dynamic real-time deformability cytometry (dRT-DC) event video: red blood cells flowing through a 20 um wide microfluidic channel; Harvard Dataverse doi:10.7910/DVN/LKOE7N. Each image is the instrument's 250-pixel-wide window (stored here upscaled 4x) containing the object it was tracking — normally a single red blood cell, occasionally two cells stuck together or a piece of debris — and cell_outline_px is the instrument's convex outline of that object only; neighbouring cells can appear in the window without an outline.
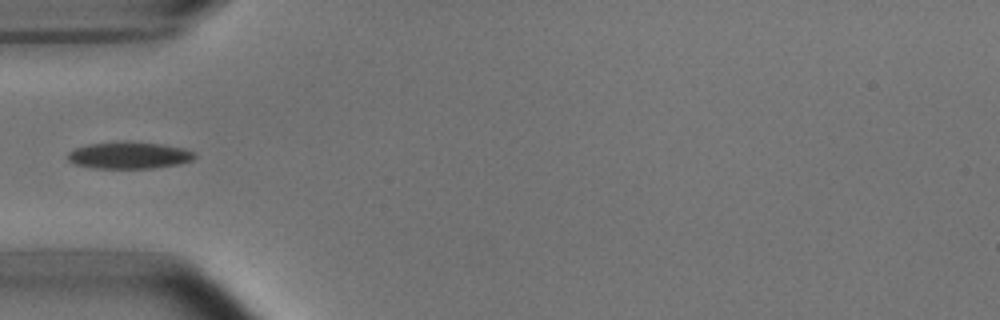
{"species": "common noctule bat (a hibernating species)", "species_latin": "Nyctalus noctula", "temperature_condition": "room temperature", "stored_images_in_passage": 37, "camera_frame_rate_fps": 3000, "um_per_image_px": 0.085, "animal": {"sex": "male", "body_mass_g": 15.6}, "frame": {"image": 1, "passage_image": 1, "time_ms": 0.0, "image_size_px": [1000, 320], "cell_outline_px": [[196, 156], [192, 160], [180, 164], [156, 168], [92, 168], [76, 164], [68, 160], [68, 152], [76, 148], [88, 144], [164, 144], [184, 148], [196, 152]], "centroid_in_image_um": [11.04, 13.25], "position_along_channel_um": 74.0, "area_um2": 19.13}}
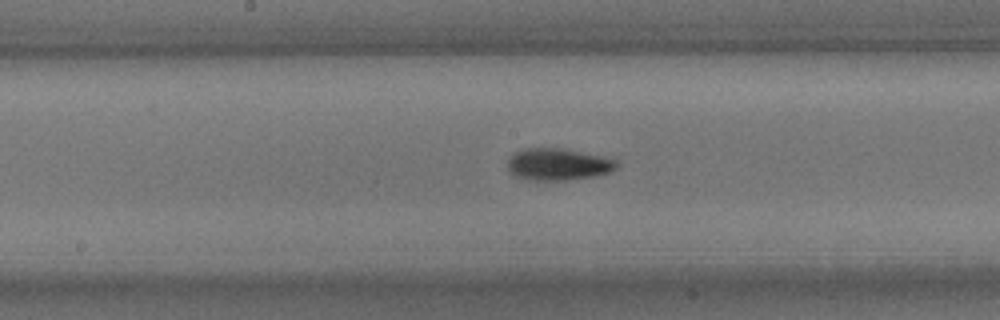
{"frame": {"image": 2, "passage_image": 11, "time_ms": 3.333, "image_size_px": [1000, 320], "cell_outline_px": [[620, 164], [612, 172], [596, 176], [564, 180], [532, 180], [516, 176], [508, 172], [508, 160], [516, 152], [524, 148], [560, 148], [604, 156], [616, 160]], "centroid_in_image_um": [47.48, 13.97], "position_along_channel_um": 200.7, "area_um2": 20.35}}
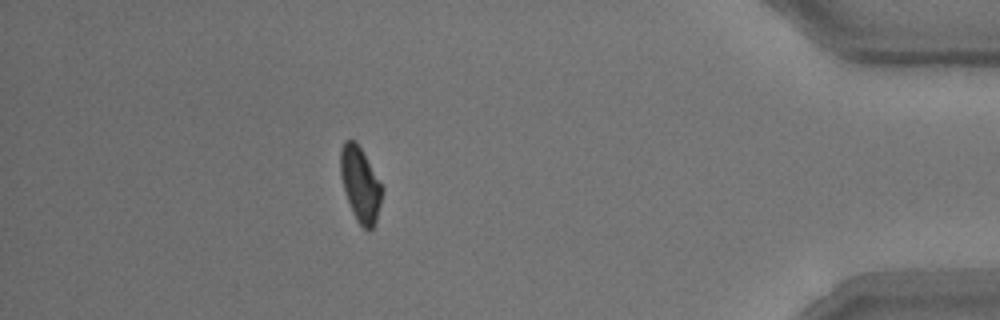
{"frame": {"image": 3, "passage_image": 31, "time_ms": 10.0, "image_size_px": [1000, 320], "cell_outline_px": [[384, 192], [376, 220], [372, 228], [368, 232], [356, 220], [352, 212], [340, 176], [340, 152], [344, 140], [352, 140], [360, 148], [384, 188]], "centroid_in_image_um": [30.63, 15.7], "position_along_channel_um": 404.6, "area_um2": 17.92}}